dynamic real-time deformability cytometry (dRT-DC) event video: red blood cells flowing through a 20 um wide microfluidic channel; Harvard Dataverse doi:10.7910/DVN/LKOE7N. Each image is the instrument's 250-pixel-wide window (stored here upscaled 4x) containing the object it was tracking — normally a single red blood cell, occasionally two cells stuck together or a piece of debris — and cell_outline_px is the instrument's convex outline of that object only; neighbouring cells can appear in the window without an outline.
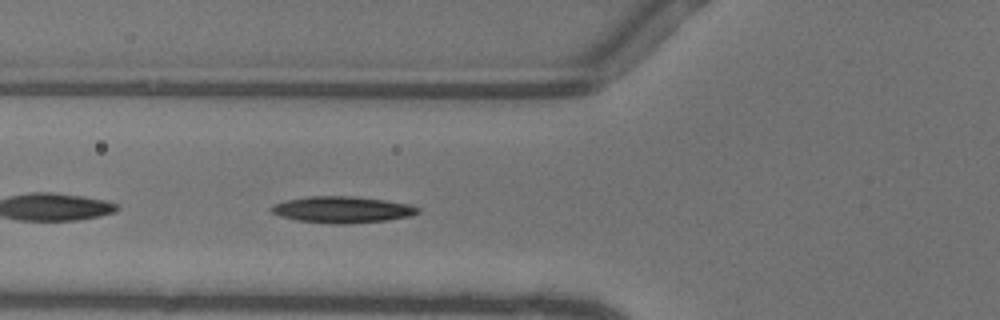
{"species": "common noctule bat (a hibernating species)", "species_latin": "Nyctalus noctula", "temperature_condition": "warm", "stored_images_in_passage": 37, "segment_of_instrument_passage": [1, 2], "camera_frame_rate_fps": 3000, "um_per_image_px": 0.085, "animal": {"sex": "female"}, "frame": {"image": 1, "passage_image": 5, "time_ms": 1.333, "image_size_px": [1000, 320], "cell_outline_px": [[420, 212], [412, 216], [384, 220], [348, 224], [340, 224], [296, 220], [280, 216], [272, 212], [268, 208], [276, 204], [288, 200], [308, 196], [352, 196], [384, 200], [408, 204], [420, 208]], "centroid_in_image_um": [29.11, 17.82], "position_along_channel_um": 96.7, "area_um2": 22.37}}
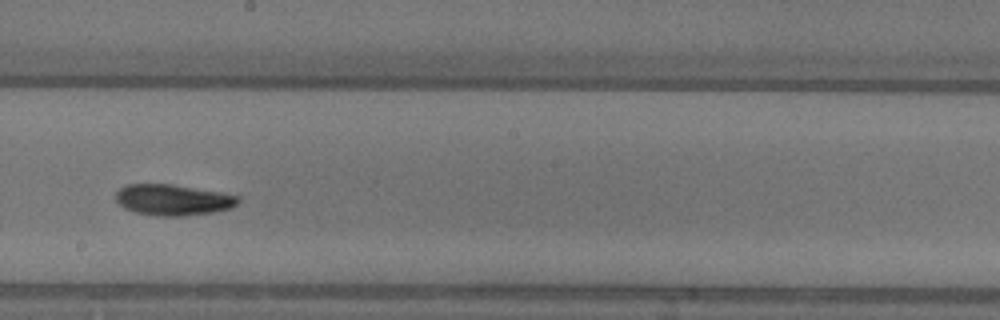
{"frame": {"image": 2, "passage_image": 15, "time_ms": 4.667, "image_size_px": [1000, 320], "cell_outline_px": [[240, 200], [236, 204], [228, 208], [212, 212], [184, 216], [156, 216], [132, 212], [124, 208], [116, 200], [116, 192], [120, 188], [128, 184], [172, 184], [220, 192], [240, 196]], "centroid_in_image_um": [14.67, 16.99], "position_along_channel_um": 233.5, "area_um2": 22.08}}
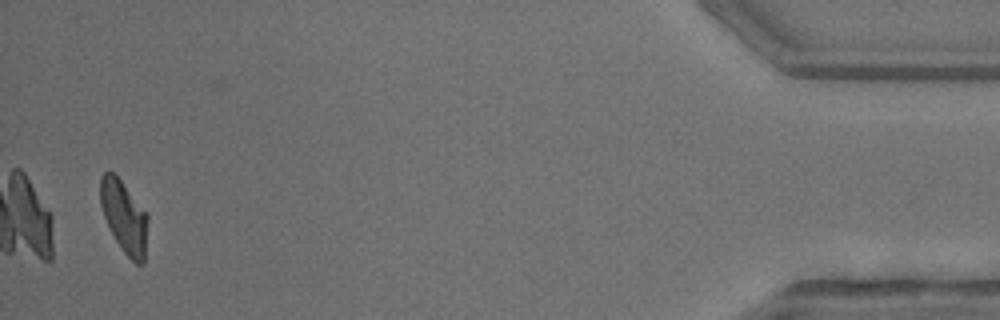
{"frame": {"image": 3, "passage_image": 35, "time_ms": 11.333, "image_size_px": [1000, 320], "cell_outline_px": [[148, 220], [144, 264], [136, 264], [124, 252], [116, 240], [104, 216], [100, 204], [100, 176], [104, 172], [112, 172], [120, 180], [148, 212]], "centroid_in_image_um": [10.57, 18.42], "position_along_channel_um": 424.6, "area_um2": 19.88}}